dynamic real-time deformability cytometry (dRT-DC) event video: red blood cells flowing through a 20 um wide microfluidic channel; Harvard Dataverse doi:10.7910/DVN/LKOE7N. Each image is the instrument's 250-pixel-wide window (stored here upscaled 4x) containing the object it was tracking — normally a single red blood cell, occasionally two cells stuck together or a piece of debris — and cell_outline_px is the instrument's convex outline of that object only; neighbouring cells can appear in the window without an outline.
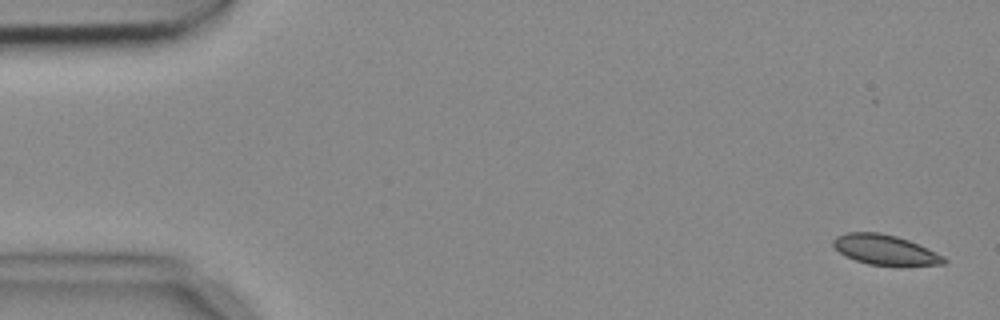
{"species": "common noctule bat (a hibernating species)", "species_latin": "Nyctalus noctula", "temperature_condition": "cold", "stored_images_in_passage": 4, "camera_frame_rate_fps": 3000, "um_per_image_px": 0.085, "animal": {"sex": "female", "body_mass_g": 18.4}, "frame": {"image": 1, "passage_image": 1, "time_ms": 0.0, "image_size_px": [1000, 320], "cell_outline_px": [[948, 260], [944, 264], [868, 264], [844, 256], [832, 244], [832, 240], [836, 236], [848, 232], [880, 232], [896, 236], [908, 240], [944, 256]], "centroid_in_image_um": [75.17, 21.2], "position_along_channel_um": 9.8, "area_um2": 18.84}}
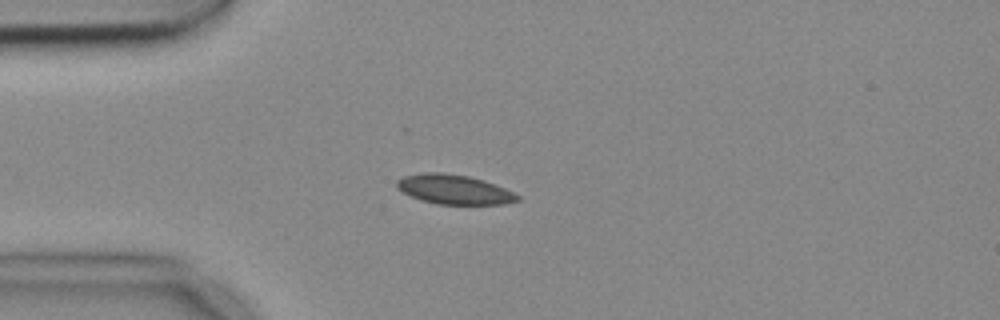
{"frame": {"image": 2, "passage_image": 4, "time_ms": 1.0, "image_size_px": [1000, 320], "cell_outline_px": [[520, 200], [504, 204], [436, 204], [420, 200], [396, 188], [396, 180], [404, 176], [424, 172], [444, 172], [468, 176], [484, 180], [504, 188], [520, 196]], "centroid_in_image_um": [38.58, 16.1], "position_along_channel_um": 46.4, "area_um2": 20.75}}